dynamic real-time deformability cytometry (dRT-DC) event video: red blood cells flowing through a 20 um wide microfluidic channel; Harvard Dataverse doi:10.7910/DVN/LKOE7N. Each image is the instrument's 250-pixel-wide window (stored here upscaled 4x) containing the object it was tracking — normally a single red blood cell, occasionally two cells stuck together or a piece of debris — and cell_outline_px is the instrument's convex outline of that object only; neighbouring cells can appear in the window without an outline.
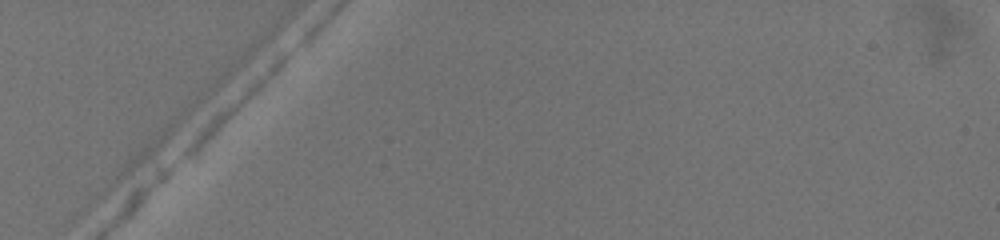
{"species": "common noctule bat (a hibernating species)", "species_latin": "Nyctalus noctula", "temperature_condition": "warm", "stored_images_in_passage": 2, "camera_frame_rate_fps": 3000, "um_per_image_px": 0.085, "animal": {"sex": "female", "body_mass_g": 19.5, "forearm_length_mm": 54.1}, "frame": {"image": 1, "passage_image": 1, "time_ms": 0.0, "image_size_px": [1000, 240], "cell_outline_px": [[292, 52], [284, 64], [260, 88], [184, 156], [180, 156], [184, 148], [196, 132], [220, 108], [276, 56], [292, 48]], "centroid_in_image_um": [20.23, 8.47], "position_along_channel_um": 64.8, "area_um2": 11.5}}